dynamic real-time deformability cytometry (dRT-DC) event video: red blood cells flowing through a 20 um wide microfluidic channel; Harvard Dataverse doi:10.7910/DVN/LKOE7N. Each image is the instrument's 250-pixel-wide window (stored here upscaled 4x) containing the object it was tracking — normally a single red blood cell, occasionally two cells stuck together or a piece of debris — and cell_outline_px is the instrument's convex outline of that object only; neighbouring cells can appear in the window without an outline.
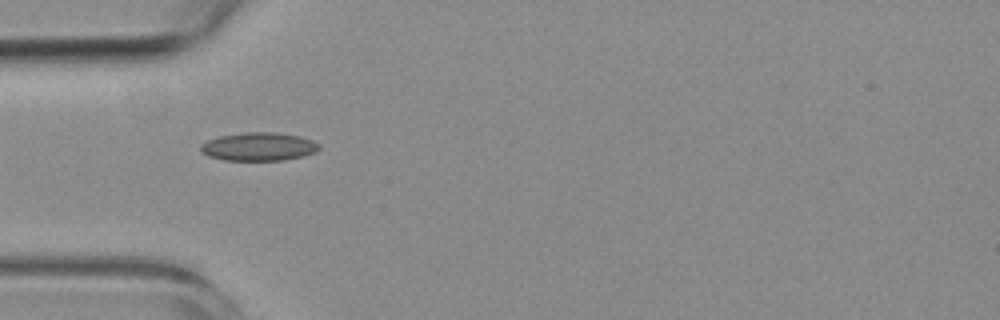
{"species": "common noctule bat (a hibernating species)", "species_latin": "Nyctalus noctula", "temperature_condition": "room temperature", "stored_images_in_passage": 3, "camera_frame_rate_fps": 3000, "um_per_image_px": 0.085, "animal": {"sex": "female", "body_mass_g": 19.3, "forearm_length_mm": 54.1}, "frame": {"image": 1, "passage_image": 2, "time_ms": 2.333, "image_size_px": [1000, 320], "cell_outline_px": [[320, 148], [316, 152], [304, 156], [284, 160], [224, 160], [208, 156], [200, 152], [200, 144], [208, 140], [220, 136], [244, 132], [276, 132], [300, 136], [312, 140], [320, 144]], "centroid_in_image_um": [22.0, 12.46], "position_along_channel_um": 63.0, "area_um2": 19.71}}
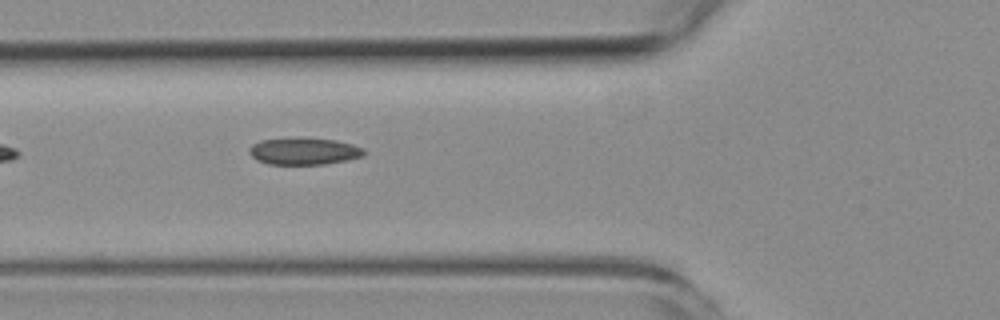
{"frame": {"image": 2, "passage_image": 3, "time_ms": 3.333, "image_size_px": [1000, 320], "cell_outline_px": [[364, 156], [324, 164], [268, 164], [256, 160], [248, 152], [248, 148], [252, 144], [260, 140], [296, 136], [336, 140], [352, 144], [364, 148]], "centroid_in_image_um": [25.78, 12.82], "position_along_channel_um": 100.0, "area_um2": 18.38}}